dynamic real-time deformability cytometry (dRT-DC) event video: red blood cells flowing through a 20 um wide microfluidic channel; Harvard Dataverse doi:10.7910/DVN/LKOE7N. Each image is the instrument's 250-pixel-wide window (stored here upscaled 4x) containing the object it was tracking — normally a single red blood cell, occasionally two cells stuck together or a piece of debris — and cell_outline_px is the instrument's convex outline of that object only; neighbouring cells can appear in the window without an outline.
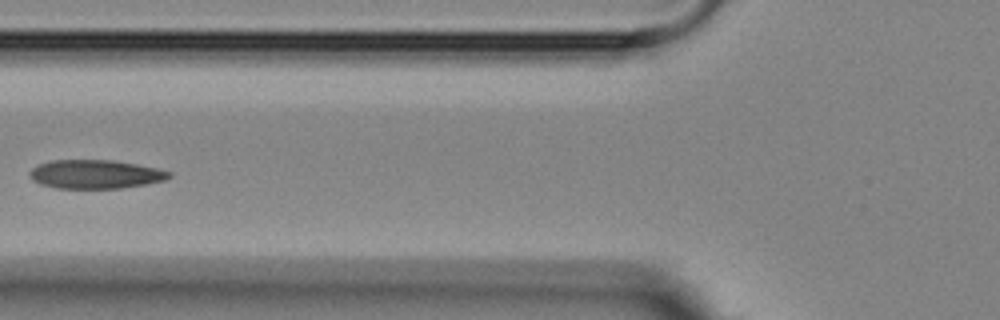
{"species": "Egyptian fruit bat (a non-hibernating species)", "species_latin": "Rousettus aegyptiacus", "temperature_condition": "room temperature", "stored_images_in_passage": 9, "camera_frame_rate_fps": 3000, "um_per_image_px": 0.085, "animal": {"sex": "female"}, "frame": {"image": 1, "passage_image": 6, "time_ms": 5.667, "image_size_px": [1000, 320], "cell_outline_px": [[172, 176], [164, 180], [148, 184], [120, 188], [56, 188], [40, 184], [32, 180], [28, 176], [28, 172], [36, 164], [52, 160], [112, 160], [136, 164], [156, 168], [172, 172]], "centroid_in_image_um": [8.07, 14.81], "position_along_channel_um": 117.7, "area_um2": 23.52}}
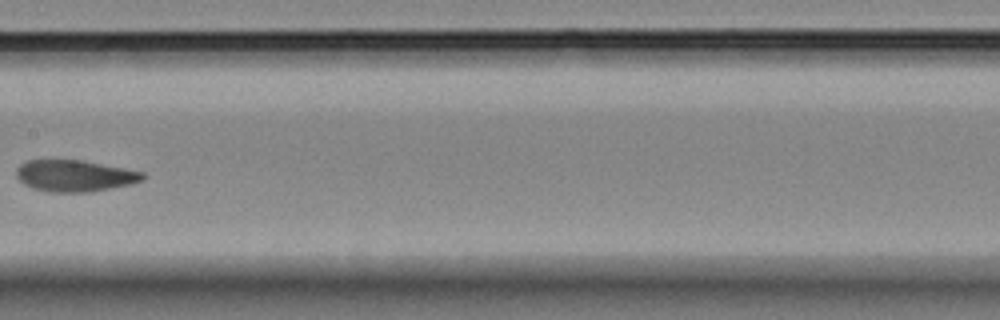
{"frame": {"image": 2, "passage_image": 8, "time_ms": 8.0, "image_size_px": [1000, 320], "cell_outline_px": [[148, 176], [144, 180], [132, 184], [112, 188], [88, 192], [48, 192], [32, 188], [24, 184], [16, 176], [16, 168], [20, 164], [28, 160], [80, 160], [144, 172]], "centroid_in_image_um": [6.36, 14.95], "position_along_channel_um": 201.0, "area_um2": 23.29}}
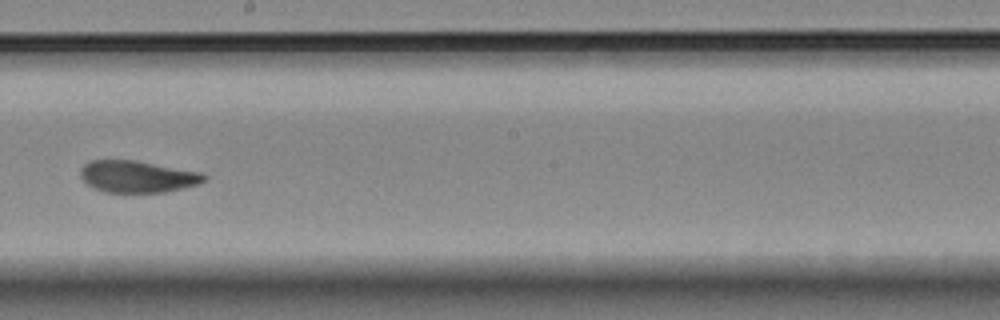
{"frame": {"image": 3, "passage_image": 9, "time_ms": 9.0, "image_size_px": [1000, 320], "cell_outline_px": [[208, 180], [196, 184], [164, 192], [104, 192], [92, 188], [80, 176], [80, 168], [88, 160], [132, 160], [204, 172], [208, 176]], "centroid_in_image_um": [11.68, 15.0], "position_along_channel_um": 236.5, "area_um2": 23.0}}